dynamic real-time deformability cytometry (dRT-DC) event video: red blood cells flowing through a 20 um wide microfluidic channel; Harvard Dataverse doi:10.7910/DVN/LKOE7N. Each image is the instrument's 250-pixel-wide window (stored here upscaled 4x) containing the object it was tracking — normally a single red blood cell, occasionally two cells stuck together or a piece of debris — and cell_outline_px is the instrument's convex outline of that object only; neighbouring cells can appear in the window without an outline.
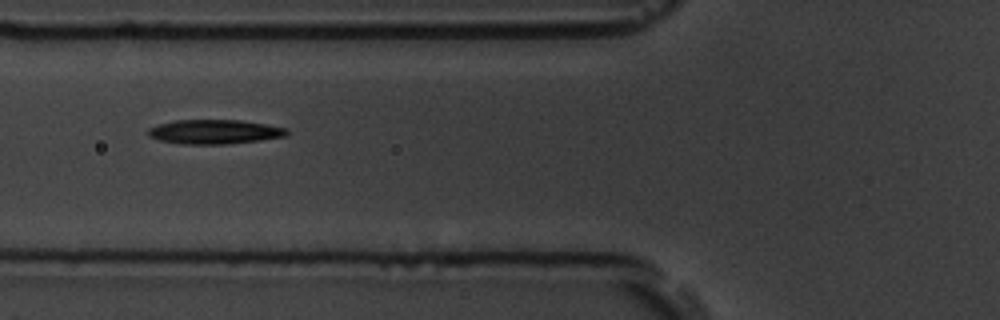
{"species": "common noctule bat (a hibernating species)", "species_latin": "Nyctalus noctula", "temperature_condition": "room temperature", "stored_images_in_passage": 15, "camera_frame_rate_fps": 3000, "um_per_image_px": 0.085, "animal": {"sex": "male", "body_mass_g": 19.5, "forearm_length_mm": 54.6}, "frame": {"image": 1, "passage_image": 6, "time_ms": 6.333, "image_size_px": [1000, 320], "cell_outline_px": [[288, 132], [284, 136], [260, 140], [224, 144], [184, 144], [160, 140], [148, 136], [148, 128], [160, 124], [176, 120], [240, 120], [288, 128]], "centroid_in_image_um": [18.22, 11.2], "position_along_channel_um": 107.6, "area_um2": 19.42}}
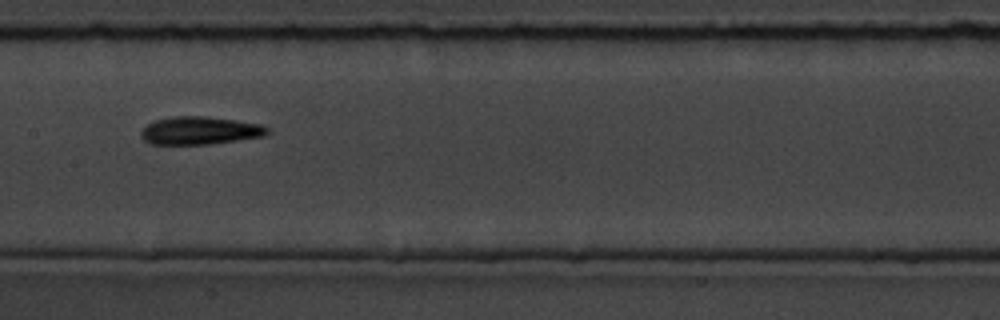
{"frame": {"image": 2, "passage_image": 8, "time_ms": 8.667, "image_size_px": [1000, 320], "cell_outline_px": [[268, 132], [264, 136], [208, 144], [152, 144], [144, 140], [140, 136], [140, 132], [148, 124], [156, 120], [172, 116], [204, 116], [236, 120], [260, 124], [268, 128]], "centroid_in_image_um": [16.97, 11.09], "position_along_channel_um": 190.4, "area_um2": 20.35}}
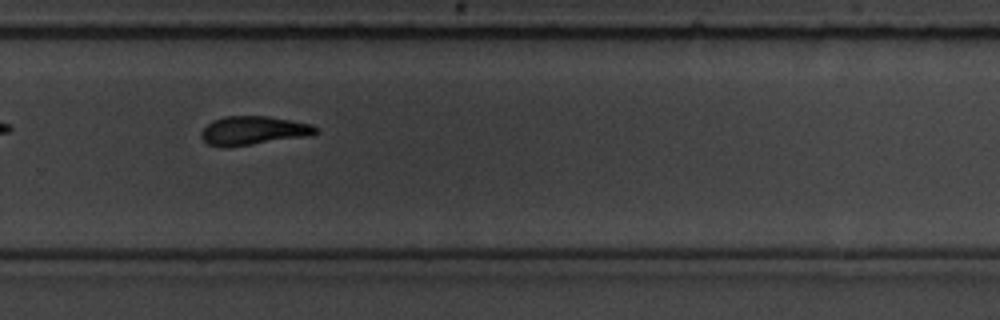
{"frame": {"image": 3, "passage_image": 11, "time_ms": 12.0, "image_size_px": [1000, 320], "cell_outline_px": [[316, 132], [304, 136], [228, 148], [224, 148], [208, 144], [200, 136], [200, 132], [212, 120], [224, 116], [268, 116], [312, 124], [316, 128]], "centroid_in_image_um": [21.44, 11.1], "position_along_channel_um": 308.4, "area_um2": 19.02}, "authors_computed_cell_mechanics": {"area_um2": 19.0162, "velocity_mm_per_s": 3.5508, "shape_relaxation_time_tau1_ms": 4.8375, "shape_relaxation_time_tau2_ms": 4.5975, "deformation_change_tau1": 0.142, "deformation_change_tau2": 0.1288}}